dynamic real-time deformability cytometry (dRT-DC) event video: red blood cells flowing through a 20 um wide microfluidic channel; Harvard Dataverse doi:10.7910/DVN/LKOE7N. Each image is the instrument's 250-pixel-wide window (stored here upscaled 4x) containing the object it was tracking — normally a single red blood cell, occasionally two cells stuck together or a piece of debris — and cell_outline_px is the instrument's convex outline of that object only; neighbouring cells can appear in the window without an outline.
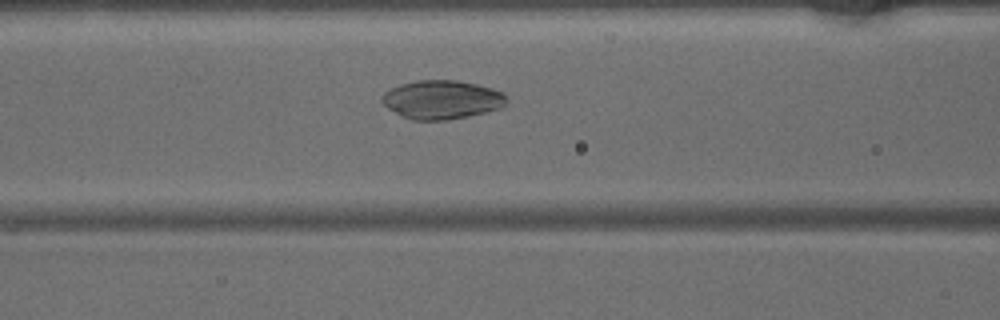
{"species": "common noctule bat (a hibernating species)", "species_latin": "Nyctalus noctula", "temperature_condition": "warm", "stored_images_in_passage": 37, "camera_frame_rate_fps": 3000, "um_per_image_px": 0.085, "animal": {"sex": "male", "body_mass_g": 15.6}, "frame": {"image": 1, "passage_image": 19, "time_ms": 6.0, "image_size_px": [1000, 320], "cell_outline_px": [[508, 100], [504, 104], [496, 108], [484, 112], [468, 116], [444, 120], [412, 120], [388, 108], [380, 100], [380, 96], [384, 92], [400, 84], [416, 80], [456, 80], [476, 84], [492, 88], [504, 92]], "centroid_in_image_um": [37.53, 8.45], "position_along_channel_um": 129.1, "area_um2": 27.92}}
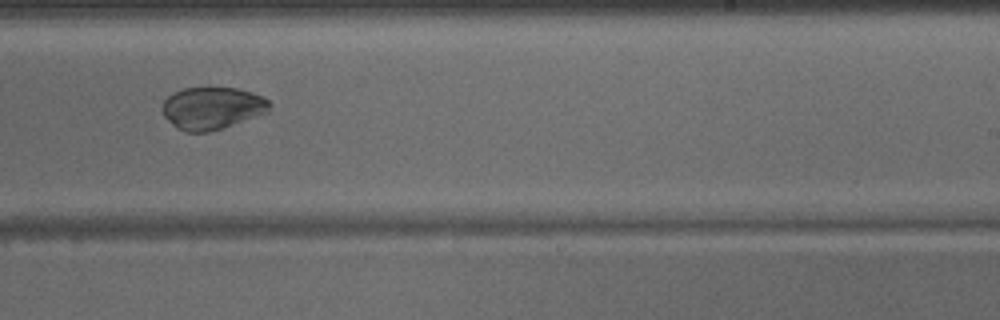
{"frame": {"image": 2, "passage_image": 29, "time_ms": 9.333, "image_size_px": [1000, 320], "cell_outline_px": [[272, 104], [268, 112], [208, 132], [188, 132], [176, 128], [164, 116], [164, 100], [172, 92], [184, 88], [236, 88], [252, 92], [268, 100]], "centroid_in_image_um": [18.03, 9.18], "position_along_channel_um": 271.0, "area_um2": 26.07}}
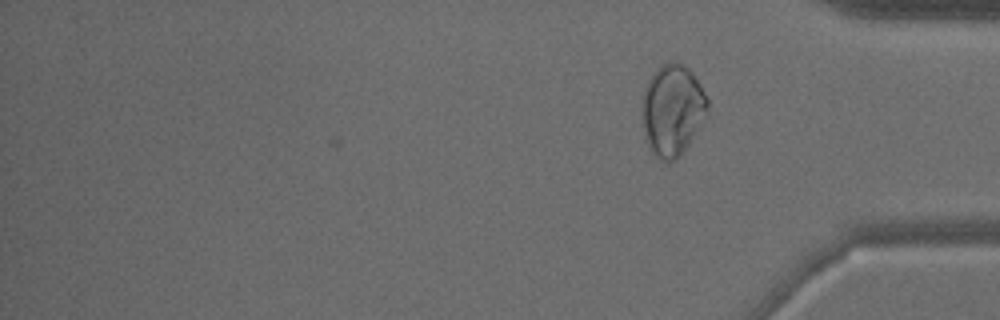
{"frame": {"image": 3, "passage_image": 37, "time_ms": 12.0, "image_size_px": [1000, 320], "cell_outline_px": [[708, 112], [688, 144], [668, 164], [660, 160], [652, 152], [648, 144], [640, 116], [644, 88], [648, 80], [656, 68], [664, 64], [684, 64], [688, 68], [700, 84], [708, 100]], "centroid_in_image_um": [57.12, 9.35], "position_along_channel_um": 378.1, "area_um2": 34.39}}